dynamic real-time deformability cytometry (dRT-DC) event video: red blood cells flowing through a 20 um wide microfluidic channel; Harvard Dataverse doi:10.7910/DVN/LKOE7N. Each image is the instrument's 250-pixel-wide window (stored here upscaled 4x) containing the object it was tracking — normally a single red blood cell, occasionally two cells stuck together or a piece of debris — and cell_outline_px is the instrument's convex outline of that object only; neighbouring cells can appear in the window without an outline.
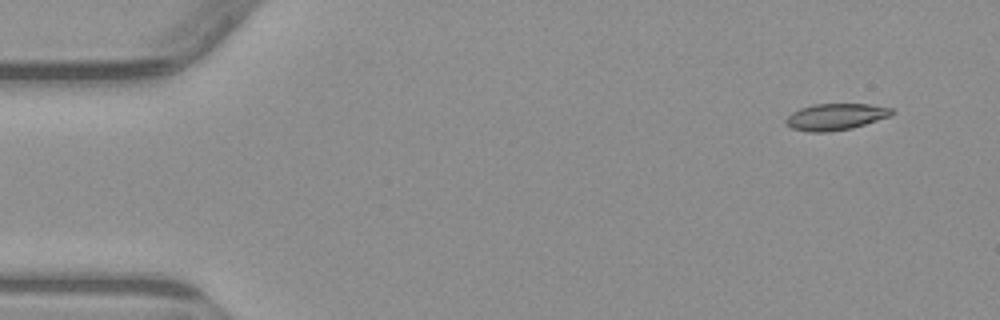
{"species": "common noctule bat (a hibernating species)", "species_latin": "Nyctalus noctula", "temperature_condition": "warm", "stored_images_in_passage": 6, "segment_of_instrument_passage": [1, 2], "camera_frame_rate_fps": 3000, "um_per_image_px": 0.085, "animal": {"sex": "male", "body_mass_g": 23.1, "forearm_length_mm": 52.7}, "frame": {"image": 1, "passage_image": 2, "time_ms": 1.0, "image_size_px": [1000, 320], "cell_outline_px": [[896, 112], [892, 116], [852, 128], [828, 132], [808, 132], [792, 128], [784, 124], [784, 120], [792, 112], [800, 108], [812, 104], [872, 104], [892, 108]], "centroid_in_image_um": [71.04, 9.92], "position_along_channel_um": 14.0, "area_um2": 16.65}}
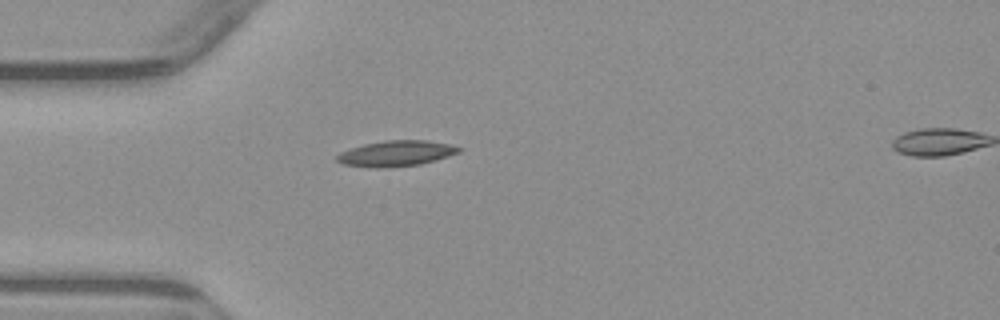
{"frame": {"image": 2, "passage_image": 5, "time_ms": 4.667, "image_size_px": [1000, 320], "cell_outline_px": [[464, 148], [460, 152], [448, 156], [420, 164], [380, 168], [376, 168], [344, 164], [336, 160], [336, 156], [340, 152], [364, 144], [384, 140], [424, 140], [448, 144]], "centroid_in_image_um": [33.67, 13.03], "position_along_channel_um": 51.3, "area_um2": 18.03}}